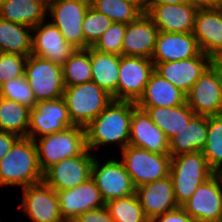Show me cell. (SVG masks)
Instances as JSON below:
<instances>
[{
  "label": "cell",
  "mask_w": 222,
  "mask_h": 222,
  "mask_svg": "<svg viewBox=\"0 0 222 222\" xmlns=\"http://www.w3.org/2000/svg\"><path fill=\"white\" fill-rule=\"evenodd\" d=\"M132 118V102L113 100L86 127V146L92 152L101 146L119 147V151L128 145Z\"/></svg>",
  "instance_id": "obj_1"
},
{
  "label": "cell",
  "mask_w": 222,
  "mask_h": 222,
  "mask_svg": "<svg viewBox=\"0 0 222 222\" xmlns=\"http://www.w3.org/2000/svg\"><path fill=\"white\" fill-rule=\"evenodd\" d=\"M43 181L33 139L20 137L9 153L0 160V187L26 186Z\"/></svg>",
  "instance_id": "obj_2"
},
{
  "label": "cell",
  "mask_w": 222,
  "mask_h": 222,
  "mask_svg": "<svg viewBox=\"0 0 222 222\" xmlns=\"http://www.w3.org/2000/svg\"><path fill=\"white\" fill-rule=\"evenodd\" d=\"M214 173L208 166L202 151L183 153L172 157L169 175L172 179L174 197L178 206H182L198 186Z\"/></svg>",
  "instance_id": "obj_3"
},
{
  "label": "cell",
  "mask_w": 222,
  "mask_h": 222,
  "mask_svg": "<svg viewBox=\"0 0 222 222\" xmlns=\"http://www.w3.org/2000/svg\"><path fill=\"white\" fill-rule=\"evenodd\" d=\"M34 142L43 173L59 161L81 155L87 149L85 128L76 125L36 138Z\"/></svg>",
  "instance_id": "obj_4"
},
{
  "label": "cell",
  "mask_w": 222,
  "mask_h": 222,
  "mask_svg": "<svg viewBox=\"0 0 222 222\" xmlns=\"http://www.w3.org/2000/svg\"><path fill=\"white\" fill-rule=\"evenodd\" d=\"M63 98L72 124L83 128L114 100L93 81L65 87Z\"/></svg>",
  "instance_id": "obj_5"
},
{
  "label": "cell",
  "mask_w": 222,
  "mask_h": 222,
  "mask_svg": "<svg viewBox=\"0 0 222 222\" xmlns=\"http://www.w3.org/2000/svg\"><path fill=\"white\" fill-rule=\"evenodd\" d=\"M121 161L135 188L165 178L170 174V154L153 153L127 145L121 151Z\"/></svg>",
  "instance_id": "obj_6"
},
{
  "label": "cell",
  "mask_w": 222,
  "mask_h": 222,
  "mask_svg": "<svg viewBox=\"0 0 222 222\" xmlns=\"http://www.w3.org/2000/svg\"><path fill=\"white\" fill-rule=\"evenodd\" d=\"M25 76L36 102L63 97L62 65L31 54L25 64Z\"/></svg>",
  "instance_id": "obj_7"
},
{
  "label": "cell",
  "mask_w": 222,
  "mask_h": 222,
  "mask_svg": "<svg viewBox=\"0 0 222 222\" xmlns=\"http://www.w3.org/2000/svg\"><path fill=\"white\" fill-rule=\"evenodd\" d=\"M90 0H51L47 16L57 26L67 43L85 49L82 23Z\"/></svg>",
  "instance_id": "obj_8"
},
{
  "label": "cell",
  "mask_w": 222,
  "mask_h": 222,
  "mask_svg": "<svg viewBox=\"0 0 222 222\" xmlns=\"http://www.w3.org/2000/svg\"><path fill=\"white\" fill-rule=\"evenodd\" d=\"M99 159L95 154L91 178L100 190L105 203L136 192L132 179L120 158L117 160L112 157V159L105 160V162Z\"/></svg>",
  "instance_id": "obj_9"
},
{
  "label": "cell",
  "mask_w": 222,
  "mask_h": 222,
  "mask_svg": "<svg viewBox=\"0 0 222 222\" xmlns=\"http://www.w3.org/2000/svg\"><path fill=\"white\" fill-rule=\"evenodd\" d=\"M186 103L195 115L222 114V73L213 64L186 94Z\"/></svg>",
  "instance_id": "obj_10"
},
{
  "label": "cell",
  "mask_w": 222,
  "mask_h": 222,
  "mask_svg": "<svg viewBox=\"0 0 222 222\" xmlns=\"http://www.w3.org/2000/svg\"><path fill=\"white\" fill-rule=\"evenodd\" d=\"M94 156L87 148L81 155L63 159L43 173V181L55 191L79 186L91 178Z\"/></svg>",
  "instance_id": "obj_11"
},
{
  "label": "cell",
  "mask_w": 222,
  "mask_h": 222,
  "mask_svg": "<svg viewBox=\"0 0 222 222\" xmlns=\"http://www.w3.org/2000/svg\"><path fill=\"white\" fill-rule=\"evenodd\" d=\"M153 72L154 63L150 58L121 55L116 100L136 103Z\"/></svg>",
  "instance_id": "obj_12"
},
{
  "label": "cell",
  "mask_w": 222,
  "mask_h": 222,
  "mask_svg": "<svg viewBox=\"0 0 222 222\" xmlns=\"http://www.w3.org/2000/svg\"><path fill=\"white\" fill-rule=\"evenodd\" d=\"M73 126L63 97L37 102L30 109L27 137L40 138Z\"/></svg>",
  "instance_id": "obj_13"
},
{
  "label": "cell",
  "mask_w": 222,
  "mask_h": 222,
  "mask_svg": "<svg viewBox=\"0 0 222 222\" xmlns=\"http://www.w3.org/2000/svg\"><path fill=\"white\" fill-rule=\"evenodd\" d=\"M181 207L196 222L219 220L222 212V179L219 174L214 173L200 184Z\"/></svg>",
  "instance_id": "obj_14"
},
{
  "label": "cell",
  "mask_w": 222,
  "mask_h": 222,
  "mask_svg": "<svg viewBox=\"0 0 222 222\" xmlns=\"http://www.w3.org/2000/svg\"><path fill=\"white\" fill-rule=\"evenodd\" d=\"M22 202L18 208L32 222H64L61 218L56 191L44 181L22 188Z\"/></svg>",
  "instance_id": "obj_15"
},
{
  "label": "cell",
  "mask_w": 222,
  "mask_h": 222,
  "mask_svg": "<svg viewBox=\"0 0 222 222\" xmlns=\"http://www.w3.org/2000/svg\"><path fill=\"white\" fill-rule=\"evenodd\" d=\"M153 63L156 73L187 94L194 83L212 64V58L201 52L193 58Z\"/></svg>",
  "instance_id": "obj_16"
},
{
  "label": "cell",
  "mask_w": 222,
  "mask_h": 222,
  "mask_svg": "<svg viewBox=\"0 0 222 222\" xmlns=\"http://www.w3.org/2000/svg\"><path fill=\"white\" fill-rule=\"evenodd\" d=\"M47 21L32 28L31 54L63 65L77 48L66 42L56 25Z\"/></svg>",
  "instance_id": "obj_17"
},
{
  "label": "cell",
  "mask_w": 222,
  "mask_h": 222,
  "mask_svg": "<svg viewBox=\"0 0 222 222\" xmlns=\"http://www.w3.org/2000/svg\"><path fill=\"white\" fill-rule=\"evenodd\" d=\"M61 218L72 222L84 212L105 206L100 190L92 178L72 189L56 191Z\"/></svg>",
  "instance_id": "obj_18"
},
{
  "label": "cell",
  "mask_w": 222,
  "mask_h": 222,
  "mask_svg": "<svg viewBox=\"0 0 222 222\" xmlns=\"http://www.w3.org/2000/svg\"><path fill=\"white\" fill-rule=\"evenodd\" d=\"M128 145L153 153L169 154V140L152 122L150 115L132 102V118Z\"/></svg>",
  "instance_id": "obj_19"
},
{
  "label": "cell",
  "mask_w": 222,
  "mask_h": 222,
  "mask_svg": "<svg viewBox=\"0 0 222 222\" xmlns=\"http://www.w3.org/2000/svg\"><path fill=\"white\" fill-rule=\"evenodd\" d=\"M158 28L147 13L126 24L122 55L150 58L153 54Z\"/></svg>",
  "instance_id": "obj_20"
},
{
  "label": "cell",
  "mask_w": 222,
  "mask_h": 222,
  "mask_svg": "<svg viewBox=\"0 0 222 222\" xmlns=\"http://www.w3.org/2000/svg\"><path fill=\"white\" fill-rule=\"evenodd\" d=\"M201 53L197 39L191 33L159 31L151 60L169 62L193 58Z\"/></svg>",
  "instance_id": "obj_21"
},
{
  "label": "cell",
  "mask_w": 222,
  "mask_h": 222,
  "mask_svg": "<svg viewBox=\"0 0 222 222\" xmlns=\"http://www.w3.org/2000/svg\"><path fill=\"white\" fill-rule=\"evenodd\" d=\"M135 193L149 220L179 207L170 175L136 188Z\"/></svg>",
  "instance_id": "obj_22"
},
{
  "label": "cell",
  "mask_w": 222,
  "mask_h": 222,
  "mask_svg": "<svg viewBox=\"0 0 222 222\" xmlns=\"http://www.w3.org/2000/svg\"><path fill=\"white\" fill-rule=\"evenodd\" d=\"M192 34L202 53L217 55L222 50V8L198 9Z\"/></svg>",
  "instance_id": "obj_23"
},
{
  "label": "cell",
  "mask_w": 222,
  "mask_h": 222,
  "mask_svg": "<svg viewBox=\"0 0 222 222\" xmlns=\"http://www.w3.org/2000/svg\"><path fill=\"white\" fill-rule=\"evenodd\" d=\"M197 9L189 2L155 5L147 14L162 32L191 33Z\"/></svg>",
  "instance_id": "obj_24"
},
{
  "label": "cell",
  "mask_w": 222,
  "mask_h": 222,
  "mask_svg": "<svg viewBox=\"0 0 222 222\" xmlns=\"http://www.w3.org/2000/svg\"><path fill=\"white\" fill-rule=\"evenodd\" d=\"M185 102L186 94L154 71L142 96L135 104L139 108H166L179 106Z\"/></svg>",
  "instance_id": "obj_25"
},
{
  "label": "cell",
  "mask_w": 222,
  "mask_h": 222,
  "mask_svg": "<svg viewBox=\"0 0 222 222\" xmlns=\"http://www.w3.org/2000/svg\"><path fill=\"white\" fill-rule=\"evenodd\" d=\"M208 116L195 115L187 125L169 140L171 157L202 151L206 145Z\"/></svg>",
  "instance_id": "obj_26"
},
{
  "label": "cell",
  "mask_w": 222,
  "mask_h": 222,
  "mask_svg": "<svg viewBox=\"0 0 222 222\" xmlns=\"http://www.w3.org/2000/svg\"><path fill=\"white\" fill-rule=\"evenodd\" d=\"M92 81L116 100L120 56L103 53L90 47Z\"/></svg>",
  "instance_id": "obj_27"
},
{
  "label": "cell",
  "mask_w": 222,
  "mask_h": 222,
  "mask_svg": "<svg viewBox=\"0 0 222 222\" xmlns=\"http://www.w3.org/2000/svg\"><path fill=\"white\" fill-rule=\"evenodd\" d=\"M48 7L37 0H5L0 7V18L31 28L45 21Z\"/></svg>",
  "instance_id": "obj_28"
},
{
  "label": "cell",
  "mask_w": 222,
  "mask_h": 222,
  "mask_svg": "<svg viewBox=\"0 0 222 222\" xmlns=\"http://www.w3.org/2000/svg\"><path fill=\"white\" fill-rule=\"evenodd\" d=\"M146 110L154 124H156L170 140L178 134L195 116V113L185 102L174 107L141 108Z\"/></svg>",
  "instance_id": "obj_29"
},
{
  "label": "cell",
  "mask_w": 222,
  "mask_h": 222,
  "mask_svg": "<svg viewBox=\"0 0 222 222\" xmlns=\"http://www.w3.org/2000/svg\"><path fill=\"white\" fill-rule=\"evenodd\" d=\"M32 28L0 18V52L31 55Z\"/></svg>",
  "instance_id": "obj_30"
},
{
  "label": "cell",
  "mask_w": 222,
  "mask_h": 222,
  "mask_svg": "<svg viewBox=\"0 0 222 222\" xmlns=\"http://www.w3.org/2000/svg\"><path fill=\"white\" fill-rule=\"evenodd\" d=\"M30 108L0 96V131L27 137Z\"/></svg>",
  "instance_id": "obj_31"
},
{
  "label": "cell",
  "mask_w": 222,
  "mask_h": 222,
  "mask_svg": "<svg viewBox=\"0 0 222 222\" xmlns=\"http://www.w3.org/2000/svg\"><path fill=\"white\" fill-rule=\"evenodd\" d=\"M90 5L106 15L112 22L128 24L136 20L143 12V2L125 0H90Z\"/></svg>",
  "instance_id": "obj_32"
},
{
  "label": "cell",
  "mask_w": 222,
  "mask_h": 222,
  "mask_svg": "<svg viewBox=\"0 0 222 222\" xmlns=\"http://www.w3.org/2000/svg\"><path fill=\"white\" fill-rule=\"evenodd\" d=\"M62 73L65 87L92 81L90 47L77 49L62 65Z\"/></svg>",
  "instance_id": "obj_33"
},
{
  "label": "cell",
  "mask_w": 222,
  "mask_h": 222,
  "mask_svg": "<svg viewBox=\"0 0 222 222\" xmlns=\"http://www.w3.org/2000/svg\"><path fill=\"white\" fill-rule=\"evenodd\" d=\"M202 153L208 166L217 173L222 168V114L208 116L207 141Z\"/></svg>",
  "instance_id": "obj_34"
},
{
  "label": "cell",
  "mask_w": 222,
  "mask_h": 222,
  "mask_svg": "<svg viewBox=\"0 0 222 222\" xmlns=\"http://www.w3.org/2000/svg\"><path fill=\"white\" fill-rule=\"evenodd\" d=\"M114 222H149L136 193L105 203Z\"/></svg>",
  "instance_id": "obj_35"
},
{
  "label": "cell",
  "mask_w": 222,
  "mask_h": 222,
  "mask_svg": "<svg viewBox=\"0 0 222 222\" xmlns=\"http://www.w3.org/2000/svg\"><path fill=\"white\" fill-rule=\"evenodd\" d=\"M112 24V20L101 12L96 11L91 5L86 11L82 31L85 39V49L92 47Z\"/></svg>",
  "instance_id": "obj_36"
},
{
  "label": "cell",
  "mask_w": 222,
  "mask_h": 222,
  "mask_svg": "<svg viewBox=\"0 0 222 222\" xmlns=\"http://www.w3.org/2000/svg\"><path fill=\"white\" fill-rule=\"evenodd\" d=\"M0 96L14 100L30 109L37 103L25 75L2 84L0 86Z\"/></svg>",
  "instance_id": "obj_37"
},
{
  "label": "cell",
  "mask_w": 222,
  "mask_h": 222,
  "mask_svg": "<svg viewBox=\"0 0 222 222\" xmlns=\"http://www.w3.org/2000/svg\"><path fill=\"white\" fill-rule=\"evenodd\" d=\"M125 31L126 24L112 22L92 48L99 52L112 53L121 56Z\"/></svg>",
  "instance_id": "obj_38"
},
{
  "label": "cell",
  "mask_w": 222,
  "mask_h": 222,
  "mask_svg": "<svg viewBox=\"0 0 222 222\" xmlns=\"http://www.w3.org/2000/svg\"><path fill=\"white\" fill-rule=\"evenodd\" d=\"M27 56L0 52V86L25 75Z\"/></svg>",
  "instance_id": "obj_39"
},
{
  "label": "cell",
  "mask_w": 222,
  "mask_h": 222,
  "mask_svg": "<svg viewBox=\"0 0 222 222\" xmlns=\"http://www.w3.org/2000/svg\"><path fill=\"white\" fill-rule=\"evenodd\" d=\"M72 222H114L106 206L80 214Z\"/></svg>",
  "instance_id": "obj_40"
},
{
  "label": "cell",
  "mask_w": 222,
  "mask_h": 222,
  "mask_svg": "<svg viewBox=\"0 0 222 222\" xmlns=\"http://www.w3.org/2000/svg\"><path fill=\"white\" fill-rule=\"evenodd\" d=\"M149 222H196L185 210L179 206L178 208L168 211L162 215L155 216Z\"/></svg>",
  "instance_id": "obj_41"
},
{
  "label": "cell",
  "mask_w": 222,
  "mask_h": 222,
  "mask_svg": "<svg viewBox=\"0 0 222 222\" xmlns=\"http://www.w3.org/2000/svg\"><path fill=\"white\" fill-rule=\"evenodd\" d=\"M19 138L20 136L14 133L0 131V160L9 153Z\"/></svg>",
  "instance_id": "obj_42"
},
{
  "label": "cell",
  "mask_w": 222,
  "mask_h": 222,
  "mask_svg": "<svg viewBox=\"0 0 222 222\" xmlns=\"http://www.w3.org/2000/svg\"><path fill=\"white\" fill-rule=\"evenodd\" d=\"M198 9H217L222 7V0H187Z\"/></svg>",
  "instance_id": "obj_43"
},
{
  "label": "cell",
  "mask_w": 222,
  "mask_h": 222,
  "mask_svg": "<svg viewBox=\"0 0 222 222\" xmlns=\"http://www.w3.org/2000/svg\"><path fill=\"white\" fill-rule=\"evenodd\" d=\"M183 3H187V0H144L143 12L148 13L155 5Z\"/></svg>",
  "instance_id": "obj_44"
},
{
  "label": "cell",
  "mask_w": 222,
  "mask_h": 222,
  "mask_svg": "<svg viewBox=\"0 0 222 222\" xmlns=\"http://www.w3.org/2000/svg\"><path fill=\"white\" fill-rule=\"evenodd\" d=\"M212 64L222 72V50L212 58Z\"/></svg>",
  "instance_id": "obj_45"
},
{
  "label": "cell",
  "mask_w": 222,
  "mask_h": 222,
  "mask_svg": "<svg viewBox=\"0 0 222 222\" xmlns=\"http://www.w3.org/2000/svg\"><path fill=\"white\" fill-rule=\"evenodd\" d=\"M37 1L43 2L48 7L51 0H37Z\"/></svg>",
  "instance_id": "obj_46"
},
{
  "label": "cell",
  "mask_w": 222,
  "mask_h": 222,
  "mask_svg": "<svg viewBox=\"0 0 222 222\" xmlns=\"http://www.w3.org/2000/svg\"><path fill=\"white\" fill-rule=\"evenodd\" d=\"M125 1H130V2H144V0H125Z\"/></svg>",
  "instance_id": "obj_47"
},
{
  "label": "cell",
  "mask_w": 222,
  "mask_h": 222,
  "mask_svg": "<svg viewBox=\"0 0 222 222\" xmlns=\"http://www.w3.org/2000/svg\"><path fill=\"white\" fill-rule=\"evenodd\" d=\"M222 179V168L217 172Z\"/></svg>",
  "instance_id": "obj_48"
},
{
  "label": "cell",
  "mask_w": 222,
  "mask_h": 222,
  "mask_svg": "<svg viewBox=\"0 0 222 222\" xmlns=\"http://www.w3.org/2000/svg\"><path fill=\"white\" fill-rule=\"evenodd\" d=\"M4 1H5V0H0V7H1V5L3 4Z\"/></svg>",
  "instance_id": "obj_49"
},
{
  "label": "cell",
  "mask_w": 222,
  "mask_h": 222,
  "mask_svg": "<svg viewBox=\"0 0 222 222\" xmlns=\"http://www.w3.org/2000/svg\"><path fill=\"white\" fill-rule=\"evenodd\" d=\"M221 222H222V212H221V216H220V219H219Z\"/></svg>",
  "instance_id": "obj_50"
}]
</instances>
